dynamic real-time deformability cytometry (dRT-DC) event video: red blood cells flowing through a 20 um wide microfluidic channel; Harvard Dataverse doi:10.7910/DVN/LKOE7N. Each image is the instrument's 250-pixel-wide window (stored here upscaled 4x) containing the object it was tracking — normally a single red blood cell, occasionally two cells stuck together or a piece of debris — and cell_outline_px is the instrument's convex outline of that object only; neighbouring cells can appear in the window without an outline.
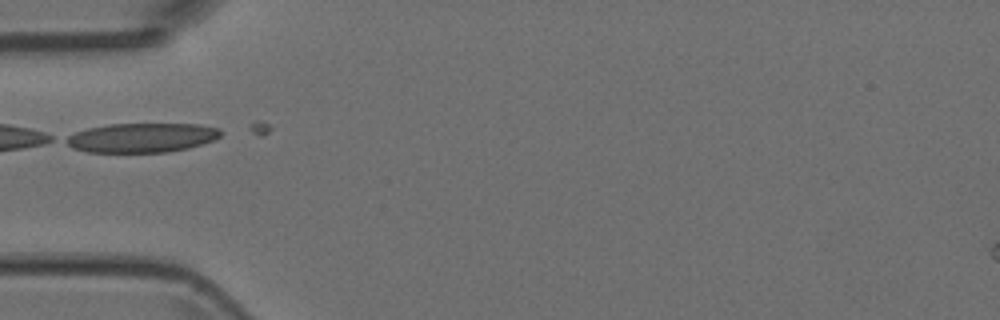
{"species": "Egyptian fruit bat (a non-hibernating species)", "species_latin": "Rousettus aegyptiacus", "temperature_condition": "room temperature", "stored_images_in_passage": 7, "camera_frame_rate_fps": 3000, "um_per_image_px": 0.085, "animal": {"sex": "female"}, "frame": {"image": 1, "passage_image": 5, "time_ms": 1.333, "image_size_px": [1000, 320], "cell_outline_px": [[220, 136], [212, 140], [188, 148], [164, 152], [88, 152], [72, 148], [60, 140], [76, 132], [88, 128], [108, 124], [200, 124], [220, 128]], "centroid_in_image_um": [11.99, 11.7], "position_along_channel_um": 73.0, "area_um2": 26.41}}